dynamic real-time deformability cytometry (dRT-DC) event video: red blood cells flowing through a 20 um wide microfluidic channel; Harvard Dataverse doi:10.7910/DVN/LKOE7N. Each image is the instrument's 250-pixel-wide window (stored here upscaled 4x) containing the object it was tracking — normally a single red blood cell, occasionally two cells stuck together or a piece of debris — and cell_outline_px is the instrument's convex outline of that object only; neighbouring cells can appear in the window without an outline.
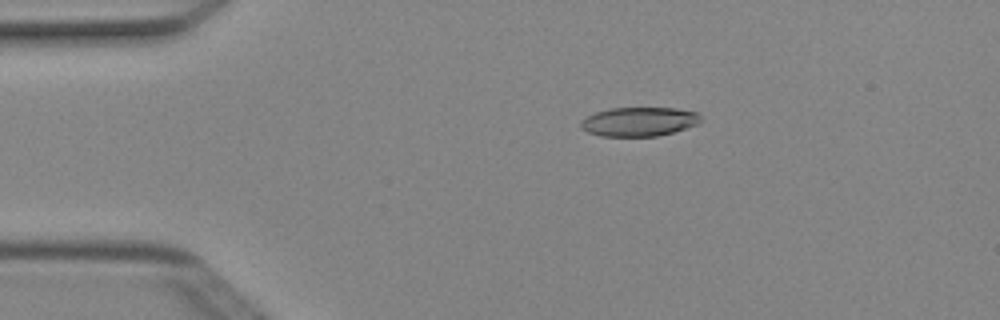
{"species": "Egyptian fruit bat (a non-hibernating species)", "species_latin": "Rousettus aegyptiacus", "temperature_condition": "cold", "stored_images_in_passage": 3, "camera_frame_rate_fps": 3000, "um_per_image_px": 0.085, "animal": {"sex": "female"}, "frame": {"image": 1, "passage_image": 2, "time_ms": 0.333, "image_size_px": [1000, 320], "cell_outline_px": [[700, 120], [696, 124], [672, 132], [656, 136], [600, 136], [588, 132], [580, 128], [580, 120], [596, 112], [612, 108], [676, 108], [696, 112], [700, 116]], "centroid_in_image_um": [54.27, 10.34], "position_along_channel_um": 30.7, "area_um2": 20.11}}
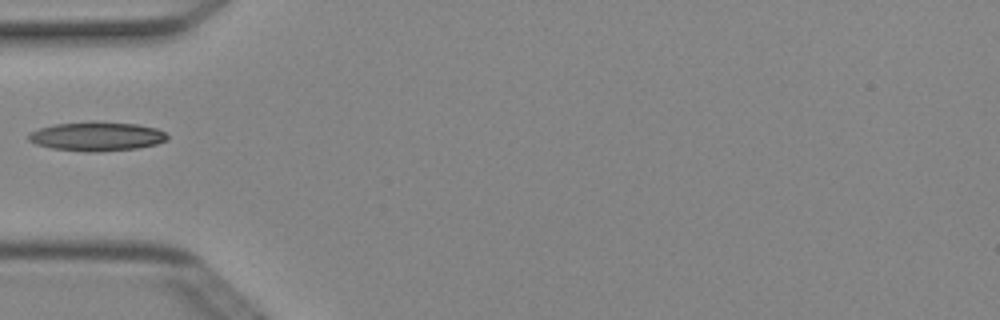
{"frame": {"image": 2, "passage_image": 3, "time_ms": 0.667, "image_size_px": [1000, 320], "cell_outline_px": [[168, 140], [156, 144], [136, 148], [96, 152], [84, 152], [52, 148], [36, 144], [28, 140], [28, 132], [40, 128], [56, 124], [136, 124], [156, 128], [164, 132], [168, 136]], "centroid_in_image_um": [8.22, 11.64], "position_along_channel_um": 76.8, "area_um2": 22.6}}